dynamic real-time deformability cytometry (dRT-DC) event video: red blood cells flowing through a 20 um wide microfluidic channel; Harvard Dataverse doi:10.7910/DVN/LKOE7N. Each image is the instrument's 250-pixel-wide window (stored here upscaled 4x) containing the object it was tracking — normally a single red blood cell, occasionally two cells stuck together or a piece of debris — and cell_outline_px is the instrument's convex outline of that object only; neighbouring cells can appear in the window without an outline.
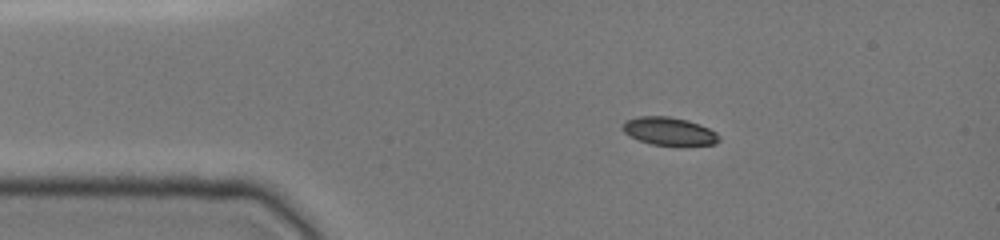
{"species": "common noctule bat (a hibernating species)", "species_latin": "Nyctalus noctula", "temperature_condition": "cold", "stored_images_in_passage": 41, "camera_frame_rate_fps": 3000, "um_per_image_px": 0.085, "animal": {"sex": "female", "body_mass_g": 19.0, "forearm_length_mm": 51.5}, "frame": {"image": 1, "passage_image": 1, "time_ms": 0.0, "image_size_px": [1000, 240], "cell_outline_px": [[720, 140], [716, 144], [680, 148], [652, 144], [640, 140], [624, 132], [620, 128], [624, 120], [636, 116], [668, 116], [688, 120], [700, 124], [716, 132], [720, 136]], "centroid_in_image_um": [56.91, 11.19], "position_along_channel_um": 28.1, "area_um2": 16.47}}
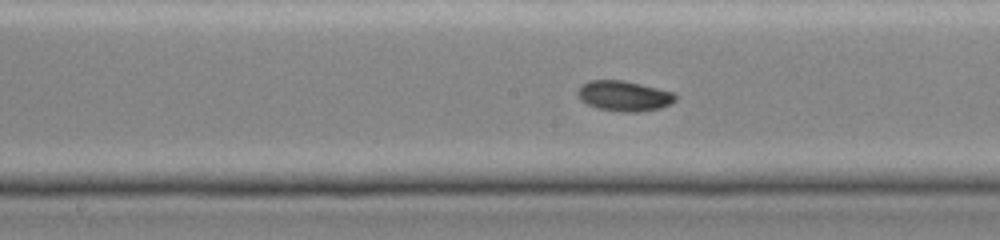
{"frame": {"image": 2, "passage_image": 17, "time_ms": 5.333, "image_size_px": [1000, 240], "cell_outline_px": [[676, 100], [672, 104], [660, 108], [636, 112], [624, 112], [596, 108], [580, 100], [576, 92], [580, 84], [588, 80], [624, 80], [672, 92], [676, 96]], "centroid_in_image_um": [53.0, 8.15], "position_along_channel_um": 195.2, "area_um2": 17.34}}
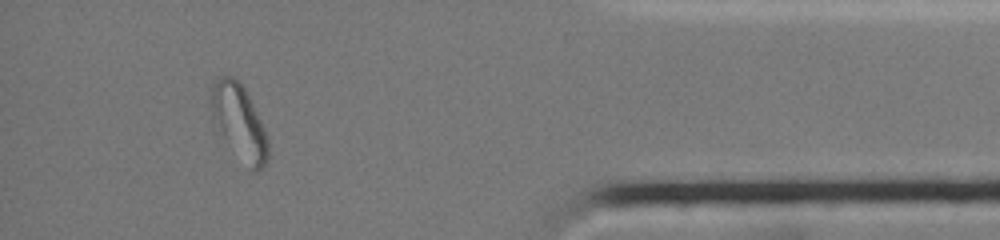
{"frame": {"image": 3, "passage_image": 36, "time_ms": 11.667, "image_size_px": [1000, 240], "cell_outline_px": [[268, 160], [256, 172], [252, 172], [216, 132], [212, 120], [208, 100], [208, 96], [212, 84], [216, 76], [236, 76], [244, 88], [268, 136]], "centroid_in_image_um": [20.25, 10.35], "position_along_channel_um": 415.0, "area_um2": 25.66}, "authors_computed_cell_mechanics": {"area_um2": 17.2822, "velocity_mm_per_s": 3.9478, "shape_relaxation_time_tau1_ms": 3.5971, "shape_relaxation_time_tau2_ms": null, "deformation_change_tau1": 0.0924, "deformation_change_tau2": null}}